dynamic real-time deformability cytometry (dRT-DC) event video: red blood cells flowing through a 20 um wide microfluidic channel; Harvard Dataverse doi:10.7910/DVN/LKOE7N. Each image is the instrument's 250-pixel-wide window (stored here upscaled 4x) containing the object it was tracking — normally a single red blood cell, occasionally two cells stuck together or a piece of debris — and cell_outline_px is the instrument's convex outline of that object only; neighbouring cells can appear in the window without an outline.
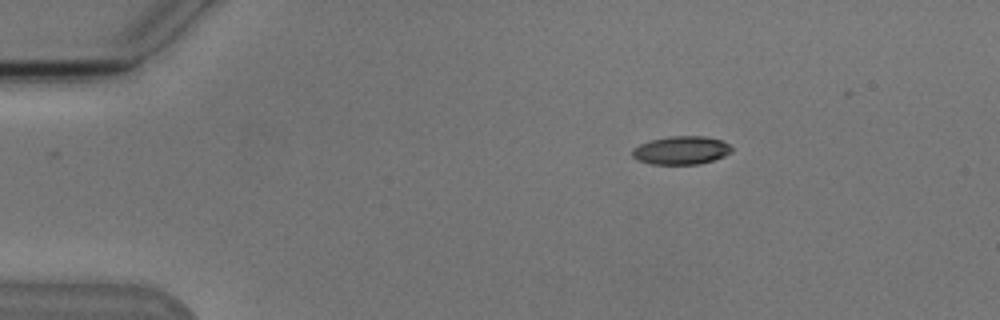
{"species": "Egyptian fruit bat (a non-hibernating species)", "species_latin": "Rousettus aegyptiacus", "temperature_condition": "cold", "stored_images_in_passage": 3, "camera_frame_rate_fps": 3000, "um_per_image_px": 0.085, "animal": {"sex": "male"}, "frame": {"image": 1, "passage_image": 1, "time_ms": 0.0, "image_size_px": [1000, 320], "cell_outline_px": [[732, 152], [724, 156], [700, 164], [652, 164], [636, 160], [632, 156], [632, 148], [640, 144], [652, 140], [672, 136], [704, 136], [720, 140], [728, 144], [732, 148]], "centroid_in_image_um": [57.89, 12.78], "position_along_channel_um": 27.1, "area_um2": 16.3}}